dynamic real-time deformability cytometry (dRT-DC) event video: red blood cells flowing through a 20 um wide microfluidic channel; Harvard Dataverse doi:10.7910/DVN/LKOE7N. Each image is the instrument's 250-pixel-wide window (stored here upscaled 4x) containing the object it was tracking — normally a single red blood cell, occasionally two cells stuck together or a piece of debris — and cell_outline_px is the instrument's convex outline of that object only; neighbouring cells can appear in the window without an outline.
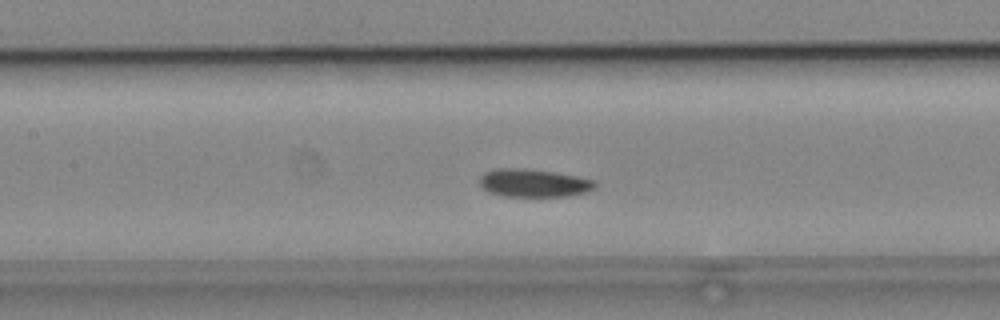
{"species": "common noctule bat (a hibernating species)", "species_latin": "Nyctalus noctula", "temperature_condition": "cold", "stored_images_in_passage": 37, "camera_frame_rate_fps": 3000, "um_per_image_px": 0.085, "animal": {"sex": "male", "body_mass_g": 19.2, "forearm_length_mm": 51.8}, "frame": {"image": 1, "passage_image": 8, "time_ms": 2.333, "image_size_px": [1000, 320], "cell_outline_px": [[596, 188], [584, 192], [568, 196], [504, 196], [488, 192], [480, 188], [480, 176], [484, 172], [496, 168], [524, 168], [556, 172], [596, 180]], "centroid_in_image_um": [45.34, 15.55], "position_along_channel_um": 162.1, "area_um2": 19.02}}
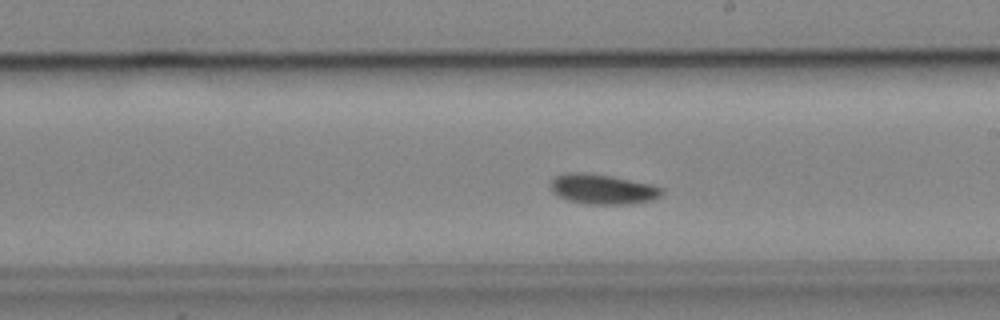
{"frame": {"image": 2, "passage_image": 14, "time_ms": 4.333, "image_size_px": [1000, 320], "cell_outline_px": [[664, 192], [660, 196], [652, 200], [632, 204], [588, 204], [568, 200], [552, 192], [552, 180], [556, 176], [564, 172], [588, 172], [612, 176], [652, 184], [664, 188]], "centroid_in_image_um": [51.26, 16.07], "position_along_channel_um": 237.7, "area_um2": 19.59}}
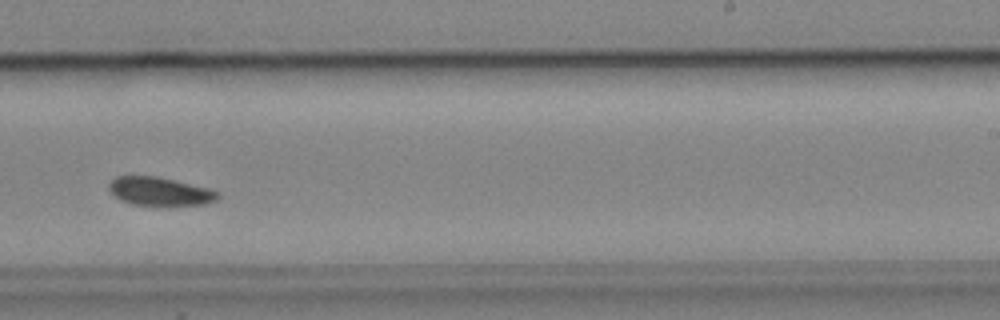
{"frame": {"image": 3, "passage_image": 17, "time_ms": 5.333, "image_size_px": [1000, 320], "cell_outline_px": [[220, 196], [216, 200], [208, 204], [132, 204], [120, 200], [108, 188], [108, 184], [116, 176], [156, 176], [212, 188], [220, 192]], "centroid_in_image_um": [13.63, 16.24], "position_along_channel_um": 275.4, "area_um2": 17.86}, "authors_computed_cell_mechanics": {"area_um2": 18.496, "velocity_mm_per_s": 3.8031, "shape_relaxation_time_tau1_ms": 4.477, "shape_relaxation_time_tau2_ms": null, "deformation_change_tau1": 0.0805, "deformation_change_tau2": null}}